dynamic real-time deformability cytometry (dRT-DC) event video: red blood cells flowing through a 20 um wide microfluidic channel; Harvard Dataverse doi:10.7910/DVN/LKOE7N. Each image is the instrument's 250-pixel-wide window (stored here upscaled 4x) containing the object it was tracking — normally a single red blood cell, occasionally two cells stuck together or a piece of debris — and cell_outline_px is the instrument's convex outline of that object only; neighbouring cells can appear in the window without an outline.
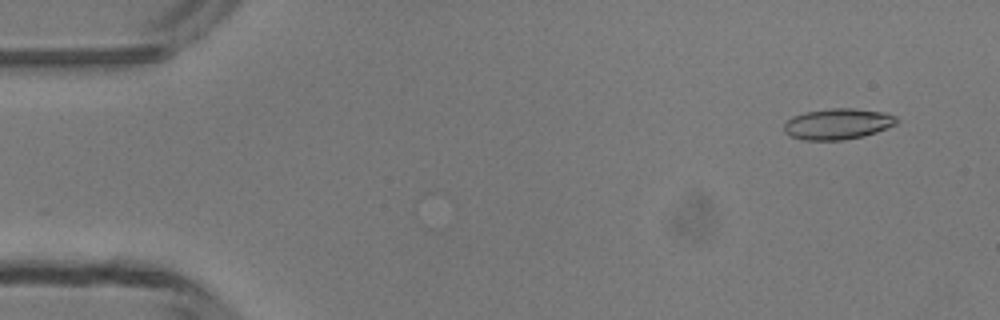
{"species": "common noctule bat (a hibernating species)", "species_latin": "Nyctalus noctula", "temperature_condition": "room temperature", "stored_images_in_passage": 49, "camera_frame_rate_fps": 3000, "um_per_image_px": 0.085, "animal": {"sex": "male", "body_mass_g": 13.3}, "frame": {"image": 1, "passage_image": 4, "time_ms": 1.0, "image_size_px": [1000, 320], "cell_outline_px": [[900, 120], [896, 124], [888, 128], [864, 136], [844, 140], [804, 140], [788, 136], [784, 132], [784, 124], [792, 116], [804, 112], [828, 108], [852, 108], [884, 112], [896, 116]], "centroid_in_image_um": [71.21, 10.53], "position_along_channel_um": 13.8, "area_um2": 20.58}}
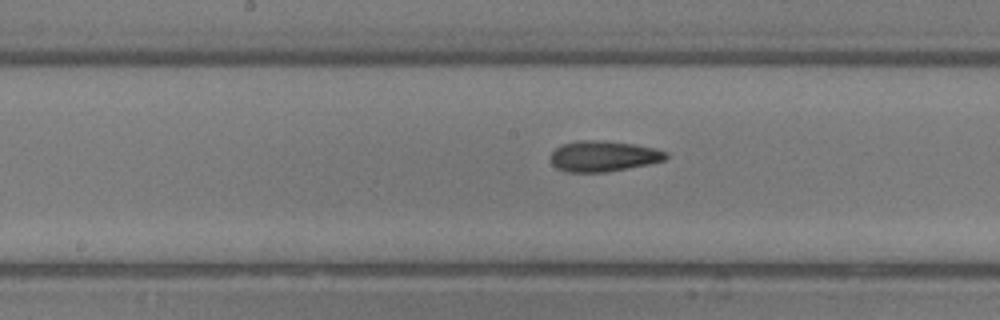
{"frame": {"image": 2, "passage_image": 25, "time_ms": 8.0, "image_size_px": [1000, 320], "cell_outline_px": [[668, 156], [664, 160], [648, 164], [628, 168], [604, 172], [568, 172], [556, 168], [552, 164], [548, 156], [560, 144], [576, 140], [604, 140], [636, 144], [656, 148], [668, 152]], "centroid_in_image_um": [51.26, 13.26], "position_along_channel_um": 196.9, "area_um2": 20.98}}
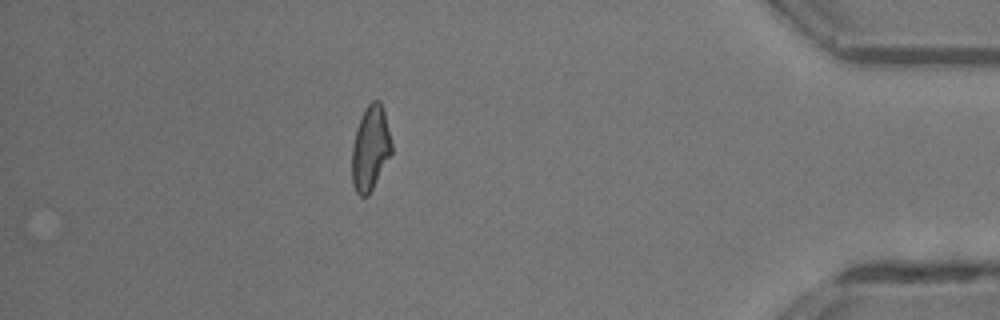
{"frame": {"image": 3, "passage_image": 43, "time_ms": 14.0, "image_size_px": [1000, 320], "cell_outline_px": [[392, 152], [368, 196], [360, 196], [356, 192], [352, 184], [352, 148], [356, 128], [368, 104], [372, 100], [380, 100], [384, 112], [392, 144]], "centroid_in_image_um": [31.47, 12.61], "position_along_channel_um": 403.7, "area_um2": 19.31}, "authors_computed_cell_mechanics": {"area_um2": 20.0566, "velocity_mm_per_s": 4.2581, "shape_relaxation_time_tau1_ms": 10.7864, "shape_relaxation_time_tau2_ms": 2.5753, "deformation_change_tau1": 0.2372, "deformation_change_tau2": 0.108}}